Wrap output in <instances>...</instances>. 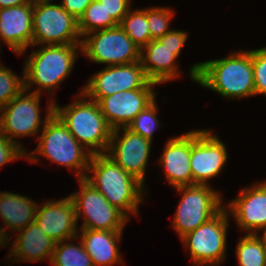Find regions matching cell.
Listing matches in <instances>:
<instances>
[{"instance_id":"obj_1","label":"cell","mask_w":266,"mask_h":266,"mask_svg":"<svg viewBox=\"0 0 266 266\" xmlns=\"http://www.w3.org/2000/svg\"><path fill=\"white\" fill-rule=\"evenodd\" d=\"M190 77L223 97L243 98L255 95L252 50L234 52L230 57L196 63Z\"/></svg>"},{"instance_id":"obj_2","label":"cell","mask_w":266,"mask_h":266,"mask_svg":"<svg viewBox=\"0 0 266 266\" xmlns=\"http://www.w3.org/2000/svg\"><path fill=\"white\" fill-rule=\"evenodd\" d=\"M87 172L93 173L85 179L92 184L107 201L120 210L128 219L137 214L144 184L133 175L124 171L106 153L92 154Z\"/></svg>"},{"instance_id":"obj_3","label":"cell","mask_w":266,"mask_h":266,"mask_svg":"<svg viewBox=\"0 0 266 266\" xmlns=\"http://www.w3.org/2000/svg\"><path fill=\"white\" fill-rule=\"evenodd\" d=\"M78 95L79 99L65 107L54 103V113L90 153H106L113 129L107 123L98 102L88 99L82 91Z\"/></svg>"},{"instance_id":"obj_4","label":"cell","mask_w":266,"mask_h":266,"mask_svg":"<svg viewBox=\"0 0 266 266\" xmlns=\"http://www.w3.org/2000/svg\"><path fill=\"white\" fill-rule=\"evenodd\" d=\"M38 139L39 144L33 155L26 152L28 160L37 162L36 152L37 155L45 156L52 162L73 168L78 179L85 178L92 153L73 137L55 113L43 124L42 134Z\"/></svg>"},{"instance_id":"obj_5","label":"cell","mask_w":266,"mask_h":266,"mask_svg":"<svg viewBox=\"0 0 266 266\" xmlns=\"http://www.w3.org/2000/svg\"><path fill=\"white\" fill-rule=\"evenodd\" d=\"M31 53L24 66V88L29 92L31 85L39 86L35 91L41 94L42 90L51 93L69 76L77 57V50L81 44L70 45H43Z\"/></svg>"},{"instance_id":"obj_6","label":"cell","mask_w":266,"mask_h":266,"mask_svg":"<svg viewBox=\"0 0 266 266\" xmlns=\"http://www.w3.org/2000/svg\"><path fill=\"white\" fill-rule=\"evenodd\" d=\"M32 47L35 45L81 44L78 20L60 4L39 2L33 4Z\"/></svg>"},{"instance_id":"obj_7","label":"cell","mask_w":266,"mask_h":266,"mask_svg":"<svg viewBox=\"0 0 266 266\" xmlns=\"http://www.w3.org/2000/svg\"><path fill=\"white\" fill-rule=\"evenodd\" d=\"M175 188L182 193V198L172 226L180 238L208 222L224 208L219 192L210 188L209 184Z\"/></svg>"},{"instance_id":"obj_8","label":"cell","mask_w":266,"mask_h":266,"mask_svg":"<svg viewBox=\"0 0 266 266\" xmlns=\"http://www.w3.org/2000/svg\"><path fill=\"white\" fill-rule=\"evenodd\" d=\"M24 88L16 97L0 110V134L16 143L25 153L26 150L15 137L31 136L39 132L43 124L54 113V102H49L45 120L40 118V94H26Z\"/></svg>"},{"instance_id":"obj_9","label":"cell","mask_w":266,"mask_h":266,"mask_svg":"<svg viewBox=\"0 0 266 266\" xmlns=\"http://www.w3.org/2000/svg\"><path fill=\"white\" fill-rule=\"evenodd\" d=\"M84 37L81 51L92 62L114 66L140 61L141 50L119 25L88 33Z\"/></svg>"},{"instance_id":"obj_10","label":"cell","mask_w":266,"mask_h":266,"mask_svg":"<svg viewBox=\"0 0 266 266\" xmlns=\"http://www.w3.org/2000/svg\"><path fill=\"white\" fill-rule=\"evenodd\" d=\"M80 192L69 195L75 205L77 220L83 215L80 229L123 231L129 219L85 178L77 179Z\"/></svg>"},{"instance_id":"obj_11","label":"cell","mask_w":266,"mask_h":266,"mask_svg":"<svg viewBox=\"0 0 266 266\" xmlns=\"http://www.w3.org/2000/svg\"><path fill=\"white\" fill-rule=\"evenodd\" d=\"M226 206L208 222L181 237L194 264L217 266L225 259L228 216Z\"/></svg>"},{"instance_id":"obj_12","label":"cell","mask_w":266,"mask_h":266,"mask_svg":"<svg viewBox=\"0 0 266 266\" xmlns=\"http://www.w3.org/2000/svg\"><path fill=\"white\" fill-rule=\"evenodd\" d=\"M187 38L186 32L171 29L159 39L151 40L141 50L140 61L150 81L161 84L179 76L175 59Z\"/></svg>"},{"instance_id":"obj_13","label":"cell","mask_w":266,"mask_h":266,"mask_svg":"<svg viewBox=\"0 0 266 266\" xmlns=\"http://www.w3.org/2000/svg\"><path fill=\"white\" fill-rule=\"evenodd\" d=\"M158 85L150 81L144 72L141 61L107 66L95 73L82 89L86 97L99 102L103 97L117 92L135 89H153Z\"/></svg>"},{"instance_id":"obj_14","label":"cell","mask_w":266,"mask_h":266,"mask_svg":"<svg viewBox=\"0 0 266 266\" xmlns=\"http://www.w3.org/2000/svg\"><path fill=\"white\" fill-rule=\"evenodd\" d=\"M209 130L191 131L190 166L193 185H207L220 173L227 161L226 146Z\"/></svg>"},{"instance_id":"obj_15","label":"cell","mask_w":266,"mask_h":266,"mask_svg":"<svg viewBox=\"0 0 266 266\" xmlns=\"http://www.w3.org/2000/svg\"><path fill=\"white\" fill-rule=\"evenodd\" d=\"M120 129L123 130V136L119 133ZM151 144L150 140L132 132L127 127H121L112 131L106 154L124 171L133 175L144 184L145 169Z\"/></svg>"},{"instance_id":"obj_16","label":"cell","mask_w":266,"mask_h":266,"mask_svg":"<svg viewBox=\"0 0 266 266\" xmlns=\"http://www.w3.org/2000/svg\"><path fill=\"white\" fill-rule=\"evenodd\" d=\"M77 215L70 196L59 201H45L37 206L35 222L53 241L61 242L78 239Z\"/></svg>"},{"instance_id":"obj_17","label":"cell","mask_w":266,"mask_h":266,"mask_svg":"<svg viewBox=\"0 0 266 266\" xmlns=\"http://www.w3.org/2000/svg\"><path fill=\"white\" fill-rule=\"evenodd\" d=\"M155 98L153 89H135L103 97L98 104L107 123L114 130L127 127Z\"/></svg>"},{"instance_id":"obj_18","label":"cell","mask_w":266,"mask_h":266,"mask_svg":"<svg viewBox=\"0 0 266 266\" xmlns=\"http://www.w3.org/2000/svg\"><path fill=\"white\" fill-rule=\"evenodd\" d=\"M228 204L240 229L255 234L266 225V182L241 189L239 197Z\"/></svg>"},{"instance_id":"obj_19","label":"cell","mask_w":266,"mask_h":266,"mask_svg":"<svg viewBox=\"0 0 266 266\" xmlns=\"http://www.w3.org/2000/svg\"><path fill=\"white\" fill-rule=\"evenodd\" d=\"M32 18L33 4L0 9V40L19 55L32 46Z\"/></svg>"},{"instance_id":"obj_20","label":"cell","mask_w":266,"mask_h":266,"mask_svg":"<svg viewBox=\"0 0 266 266\" xmlns=\"http://www.w3.org/2000/svg\"><path fill=\"white\" fill-rule=\"evenodd\" d=\"M190 157L191 131L167 141L159 161L169 184L174 187L193 185Z\"/></svg>"},{"instance_id":"obj_21","label":"cell","mask_w":266,"mask_h":266,"mask_svg":"<svg viewBox=\"0 0 266 266\" xmlns=\"http://www.w3.org/2000/svg\"><path fill=\"white\" fill-rule=\"evenodd\" d=\"M19 232L13 247L11 246L9 257L15 256L17 262H37L46 258L51 261L56 242L47 236L36 222L30 223Z\"/></svg>"},{"instance_id":"obj_22","label":"cell","mask_w":266,"mask_h":266,"mask_svg":"<svg viewBox=\"0 0 266 266\" xmlns=\"http://www.w3.org/2000/svg\"><path fill=\"white\" fill-rule=\"evenodd\" d=\"M80 230V240L94 266H111L123 262L116 245L122 238V231Z\"/></svg>"},{"instance_id":"obj_23","label":"cell","mask_w":266,"mask_h":266,"mask_svg":"<svg viewBox=\"0 0 266 266\" xmlns=\"http://www.w3.org/2000/svg\"><path fill=\"white\" fill-rule=\"evenodd\" d=\"M38 204L28 197L11 192H0V216L6 228L21 231L35 222Z\"/></svg>"},{"instance_id":"obj_24","label":"cell","mask_w":266,"mask_h":266,"mask_svg":"<svg viewBox=\"0 0 266 266\" xmlns=\"http://www.w3.org/2000/svg\"><path fill=\"white\" fill-rule=\"evenodd\" d=\"M119 26L140 50L152 40L147 21V9L129 10Z\"/></svg>"},{"instance_id":"obj_25","label":"cell","mask_w":266,"mask_h":266,"mask_svg":"<svg viewBox=\"0 0 266 266\" xmlns=\"http://www.w3.org/2000/svg\"><path fill=\"white\" fill-rule=\"evenodd\" d=\"M116 26L118 24L107 14L99 0H93L78 20V29L81 37L97 30Z\"/></svg>"},{"instance_id":"obj_26","label":"cell","mask_w":266,"mask_h":266,"mask_svg":"<svg viewBox=\"0 0 266 266\" xmlns=\"http://www.w3.org/2000/svg\"><path fill=\"white\" fill-rule=\"evenodd\" d=\"M80 246L57 242L50 263L53 266H94L80 240Z\"/></svg>"},{"instance_id":"obj_27","label":"cell","mask_w":266,"mask_h":266,"mask_svg":"<svg viewBox=\"0 0 266 266\" xmlns=\"http://www.w3.org/2000/svg\"><path fill=\"white\" fill-rule=\"evenodd\" d=\"M235 253L240 266H266V249L254 234L240 238Z\"/></svg>"},{"instance_id":"obj_28","label":"cell","mask_w":266,"mask_h":266,"mask_svg":"<svg viewBox=\"0 0 266 266\" xmlns=\"http://www.w3.org/2000/svg\"><path fill=\"white\" fill-rule=\"evenodd\" d=\"M157 111L158 109L154 100L143 111L136 115L127 128L152 142L153 132L156 127H159V121L156 116Z\"/></svg>"},{"instance_id":"obj_29","label":"cell","mask_w":266,"mask_h":266,"mask_svg":"<svg viewBox=\"0 0 266 266\" xmlns=\"http://www.w3.org/2000/svg\"><path fill=\"white\" fill-rule=\"evenodd\" d=\"M24 89L22 79L14 72L0 64V110Z\"/></svg>"},{"instance_id":"obj_30","label":"cell","mask_w":266,"mask_h":266,"mask_svg":"<svg viewBox=\"0 0 266 266\" xmlns=\"http://www.w3.org/2000/svg\"><path fill=\"white\" fill-rule=\"evenodd\" d=\"M173 16L172 10L164 7L147 8V21L152 40H157L165 33L170 31L168 29L169 22Z\"/></svg>"},{"instance_id":"obj_31","label":"cell","mask_w":266,"mask_h":266,"mask_svg":"<svg viewBox=\"0 0 266 266\" xmlns=\"http://www.w3.org/2000/svg\"><path fill=\"white\" fill-rule=\"evenodd\" d=\"M255 95L266 94V47L252 50Z\"/></svg>"},{"instance_id":"obj_32","label":"cell","mask_w":266,"mask_h":266,"mask_svg":"<svg viewBox=\"0 0 266 266\" xmlns=\"http://www.w3.org/2000/svg\"><path fill=\"white\" fill-rule=\"evenodd\" d=\"M20 157H26V153L16 143L0 134V166Z\"/></svg>"},{"instance_id":"obj_33","label":"cell","mask_w":266,"mask_h":266,"mask_svg":"<svg viewBox=\"0 0 266 266\" xmlns=\"http://www.w3.org/2000/svg\"><path fill=\"white\" fill-rule=\"evenodd\" d=\"M112 19L119 25L131 9L130 0H99Z\"/></svg>"},{"instance_id":"obj_34","label":"cell","mask_w":266,"mask_h":266,"mask_svg":"<svg viewBox=\"0 0 266 266\" xmlns=\"http://www.w3.org/2000/svg\"><path fill=\"white\" fill-rule=\"evenodd\" d=\"M92 1L93 0H62L60 5L69 14L79 20Z\"/></svg>"},{"instance_id":"obj_35","label":"cell","mask_w":266,"mask_h":266,"mask_svg":"<svg viewBox=\"0 0 266 266\" xmlns=\"http://www.w3.org/2000/svg\"><path fill=\"white\" fill-rule=\"evenodd\" d=\"M32 4L30 0H0V9Z\"/></svg>"},{"instance_id":"obj_36","label":"cell","mask_w":266,"mask_h":266,"mask_svg":"<svg viewBox=\"0 0 266 266\" xmlns=\"http://www.w3.org/2000/svg\"><path fill=\"white\" fill-rule=\"evenodd\" d=\"M5 228L3 229V228H1V226H0V247H3V245H8L9 244V235L5 232ZM8 243V244H7Z\"/></svg>"},{"instance_id":"obj_37","label":"cell","mask_w":266,"mask_h":266,"mask_svg":"<svg viewBox=\"0 0 266 266\" xmlns=\"http://www.w3.org/2000/svg\"><path fill=\"white\" fill-rule=\"evenodd\" d=\"M263 230V236L258 235V232L260 233V231ZM256 238L262 243V245L265 247L266 249V225L264 227H262L260 230H258L255 234Z\"/></svg>"},{"instance_id":"obj_38","label":"cell","mask_w":266,"mask_h":266,"mask_svg":"<svg viewBox=\"0 0 266 266\" xmlns=\"http://www.w3.org/2000/svg\"><path fill=\"white\" fill-rule=\"evenodd\" d=\"M32 4L39 3V2H52V0H30Z\"/></svg>"}]
</instances>
